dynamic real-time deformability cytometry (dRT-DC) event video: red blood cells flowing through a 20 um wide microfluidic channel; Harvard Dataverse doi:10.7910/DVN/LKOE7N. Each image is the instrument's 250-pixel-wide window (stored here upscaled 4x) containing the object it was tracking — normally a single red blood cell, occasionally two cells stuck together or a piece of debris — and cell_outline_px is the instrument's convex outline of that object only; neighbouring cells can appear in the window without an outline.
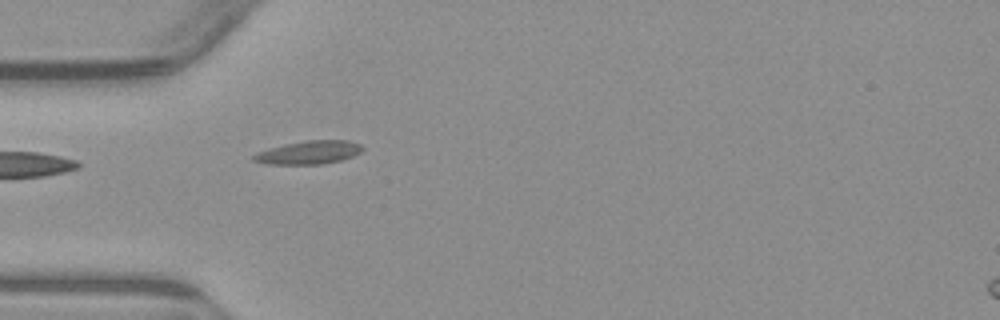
{"species": "common noctule bat (a hibernating species)", "species_latin": "Nyctalus noctula", "temperature_condition": "warm", "stored_images_in_passage": 5, "segment_of_instrument_passage": [2, 2], "camera_frame_rate_fps": 3000, "um_per_image_px": 0.085, "animal": {"sex": "male", "body_mass_g": 23.1, "forearm_length_mm": 52.7}, "frame": {"image": 1, "passage_image": 5, "time_ms": 4.667, "image_size_px": [1000, 320], "cell_outline_px": [[364, 148], [360, 152], [352, 156], [340, 160], [320, 164], [268, 164], [252, 160], [252, 156], [256, 152], [284, 144], [304, 140], [348, 140], [360, 144]], "centroid_in_image_um": [26.23, 12.95], "position_along_channel_um": 58.8, "area_um2": 14.74}}